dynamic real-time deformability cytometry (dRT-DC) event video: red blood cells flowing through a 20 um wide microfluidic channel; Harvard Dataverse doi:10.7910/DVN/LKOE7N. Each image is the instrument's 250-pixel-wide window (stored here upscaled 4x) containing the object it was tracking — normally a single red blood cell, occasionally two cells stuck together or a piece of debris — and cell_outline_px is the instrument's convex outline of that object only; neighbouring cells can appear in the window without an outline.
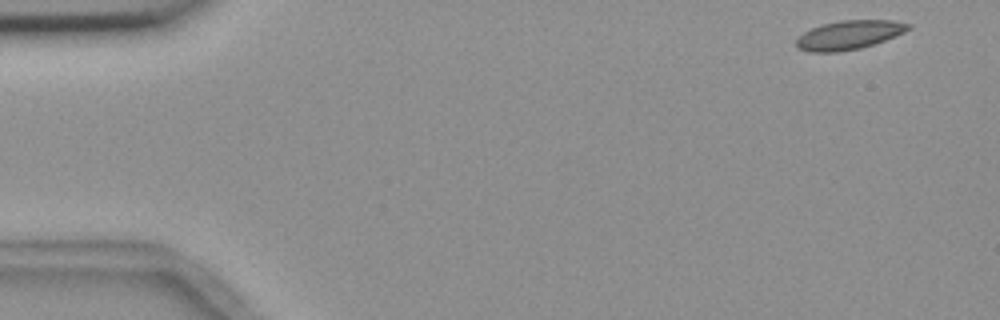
{"species": "common noctule bat (a hibernating species)", "species_latin": "Nyctalus noctula", "temperature_condition": "room temperature", "stored_images_in_passage": 6, "camera_frame_rate_fps": 3000, "um_per_image_px": 0.085, "animal": {"sex": "female", "body_mass_g": 18.4}, "frame": {"image": 1, "passage_image": 1, "time_ms": 0.0, "image_size_px": [1000, 320], "cell_outline_px": [[912, 28], [896, 36], [860, 48], [840, 52], [808, 52], [796, 48], [796, 40], [804, 32], [812, 28], [824, 24], [840, 20], [892, 20], [912, 24]], "centroid_in_image_um": [72.18, 2.97], "position_along_channel_um": 12.8, "area_um2": 18.9}}
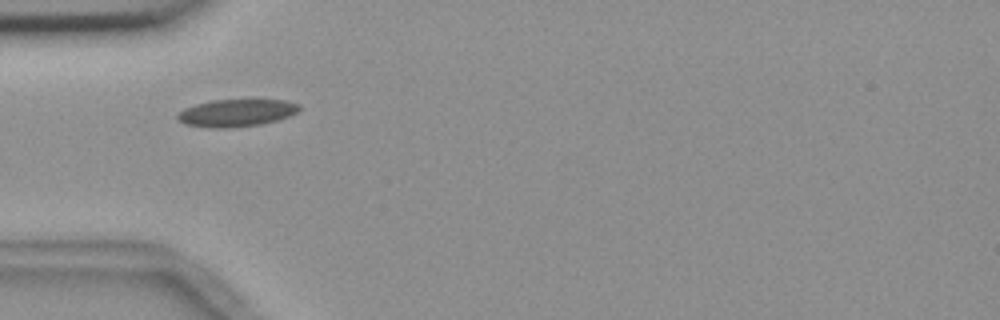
{"frame": {"image": 2, "passage_image": 5, "time_ms": 4.667, "image_size_px": [1000, 320], "cell_outline_px": [[300, 108], [296, 112], [288, 116], [276, 120], [260, 124], [228, 128], [216, 128], [184, 124], [176, 116], [176, 112], [184, 108], [196, 104], [212, 100], [288, 100], [300, 104]], "centroid_in_image_um": [20.07, 9.59], "position_along_channel_um": 64.9, "area_um2": 19.31}}